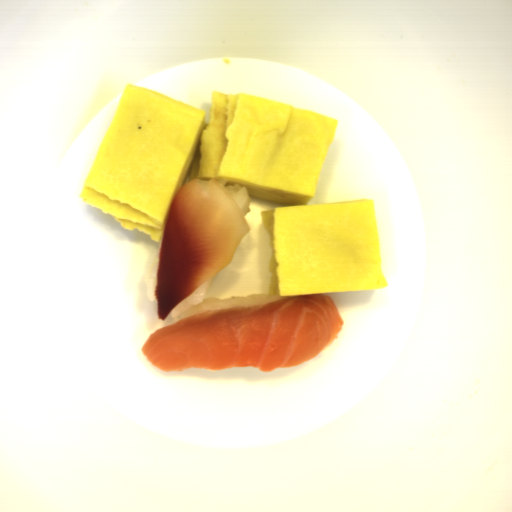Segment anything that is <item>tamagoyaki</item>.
Listing matches in <instances>:
<instances>
[{"mask_svg": "<svg viewBox=\"0 0 512 512\" xmlns=\"http://www.w3.org/2000/svg\"><path fill=\"white\" fill-rule=\"evenodd\" d=\"M338 125L309 109L215 90L206 117L130 81L79 198L160 243L180 187L220 179L278 203L260 212L270 242L268 295L377 290L388 284L374 201L309 204Z\"/></svg>", "mask_w": 512, "mask_h": 512, "instance_id": "1", "label": "tamagoyaki"}]
</instances>
